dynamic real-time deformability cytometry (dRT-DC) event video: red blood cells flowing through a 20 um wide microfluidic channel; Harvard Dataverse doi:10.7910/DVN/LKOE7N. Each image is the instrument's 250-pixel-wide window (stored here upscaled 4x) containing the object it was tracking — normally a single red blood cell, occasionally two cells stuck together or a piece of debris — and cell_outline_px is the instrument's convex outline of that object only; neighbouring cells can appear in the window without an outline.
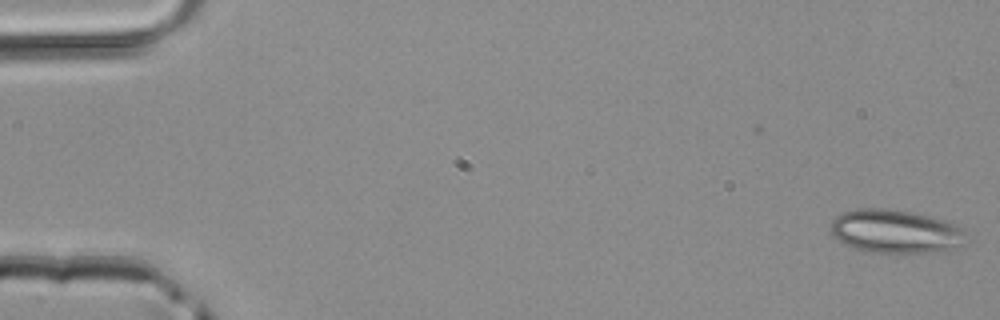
{"species": "common noctule bat (a hibernating species)", "species_latin": "Nyctalus noctula", "temperature_condition": "room temperature", "stored_images_in_passage": 47, "camera_frame_rate_fps": 3000, "um_per_image_px": 0.085, "animal": {"sex": "male", "body_mass_g": 20.4}, "frame": {"image": 1, "passage_image": 1, "time_ms": 0.0, "image_size_px": [1000, 320], "cell_outline_px": [[964, 244], [956, 248], [940, 252], [872, 252], [852, 248], [844, 244], [832, 236], [832, 220], [840, 212], [860, 208], [880, 208], [912, 212], [944, 220], [956, 224], [964, 228]], "centroid_in_image_um": [76.11, 19.67], "position_along_channel_um": 8.9, "area_um2": 34.39}}
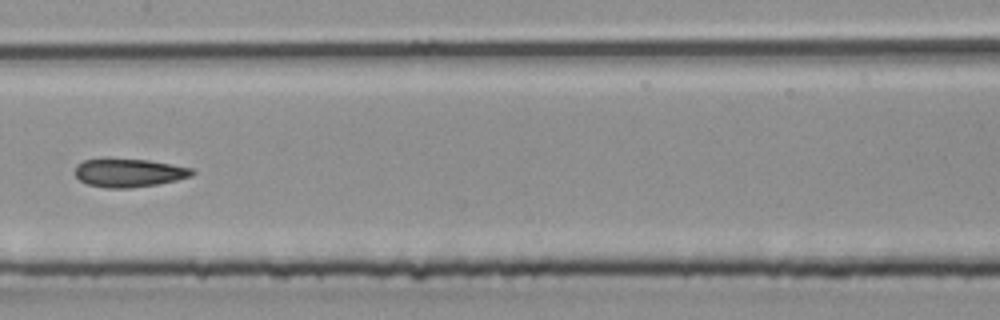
{"frame": {"image": 2, "passage_image": 24, "time_ms": 7.667, "image_size_px": [1000, 320], "cell_outline_px": [[196, 172], [192, 176], [176, 180], [156, 184], [128, 188], [108, 188], [88, 184], [80, 180], [76, 176], [76, 164], [84, 160], [100, 156], [108, 156], [148, 160], [196, 168]], "centroid_in_image_um": [10.95, 14.63], "position_along_channel_um": 196.4, "area_um2": 20.06}}
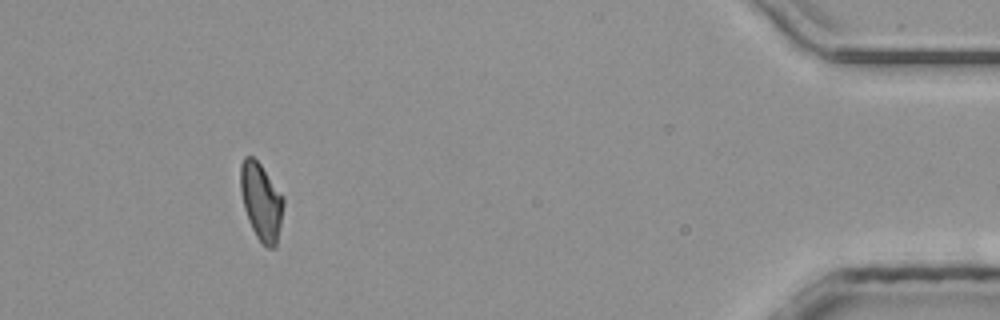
{"frame": {"image": 3, "passage_image": 43, "time_ms": 14.0, "image_size_px": [1000, 320], "cell_outline_px": [[284, 204], [276, 248], [268, 248], [256, 236], [248, 220], [244, 208], [240, 188], [240, 164], [244, 156], [252, 156], [260, 164], [284, 196]], "centroid_in_image_um": [22.2, 17.12], "position_along_channel_um": 413.0, "area_um2": 19.36}}